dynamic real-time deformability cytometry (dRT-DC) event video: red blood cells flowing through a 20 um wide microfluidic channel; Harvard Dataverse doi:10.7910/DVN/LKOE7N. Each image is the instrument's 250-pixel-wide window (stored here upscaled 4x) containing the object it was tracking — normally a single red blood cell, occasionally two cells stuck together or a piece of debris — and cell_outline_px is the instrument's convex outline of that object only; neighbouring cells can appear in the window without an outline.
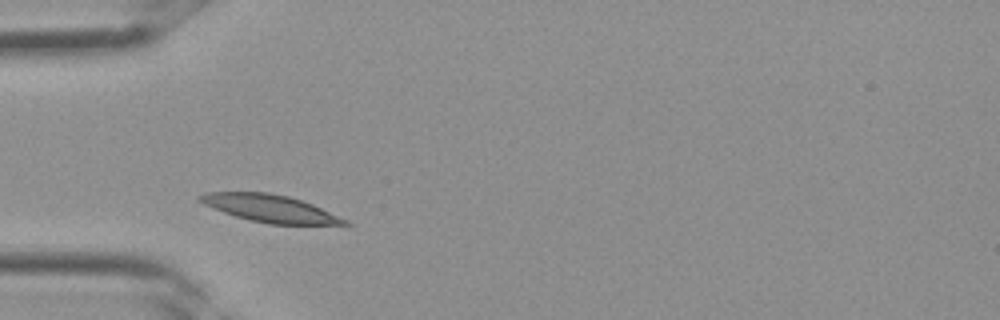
{"species": "Egyptian fruit bat (a non-hibernating species)", "species_latin": "Rousettus aegyptiacus", "temperature_condition": "room temperature", "stored_images_in_passage": 2, "camera_frame_rate_fps": 3000, "um_per_image_px": 0.085, "frame": {"image": 1, "passage_image": 2, "time_ms": 0.333, "image_size_px": [1000, 320], "cell_outline_px": [[352, 224], [268, 224], [236, 216], [224, 212], [204, 204], [196, 200], [196, 196], [208, 192], [268, 192], [288, 196], [312, 204], [348, 220]], "centroid_in_image_um": [22.92, 17.7], "position_along_channel_um": 62.1, "area_um2": 22.77}}